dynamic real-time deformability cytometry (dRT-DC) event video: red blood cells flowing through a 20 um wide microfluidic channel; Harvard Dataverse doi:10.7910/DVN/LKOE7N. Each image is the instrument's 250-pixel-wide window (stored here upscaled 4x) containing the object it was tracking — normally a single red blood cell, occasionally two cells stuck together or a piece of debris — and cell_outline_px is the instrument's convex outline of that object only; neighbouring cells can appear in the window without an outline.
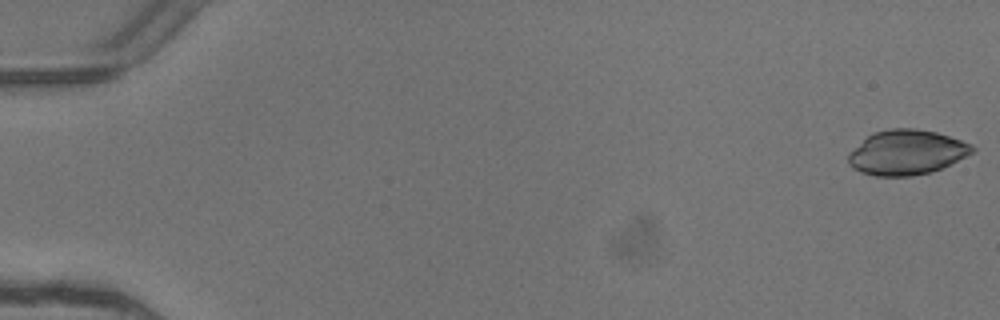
{"species": "common noctule bat (a hibernating species)", "species_latin": "Nyctalus noctula", "temperature_condition": "warm", "stored_images_in_passage": 5, "camera_frame_rate_fps": 3000, "um_per_image_px": 0.085, "animal": {"sex": "female"}, "frame": {"image": 1, "passage_image": 1, "time_ms": 0.0, "image_size_px": [1000, 320], "cell_outline_px": [[976, 152], [932, 172], [912, 176], [876, 176], [860, 172], [852, 168], [848, 164], [848, 152], [872, 132], [892, 128], [912, 128], [936, 132], [972, 144], [976, 148]], "centroid_in_image_um": [77.05, 12.96], "position_along_channel_um": 7.9, "area_um2": 32.6}}
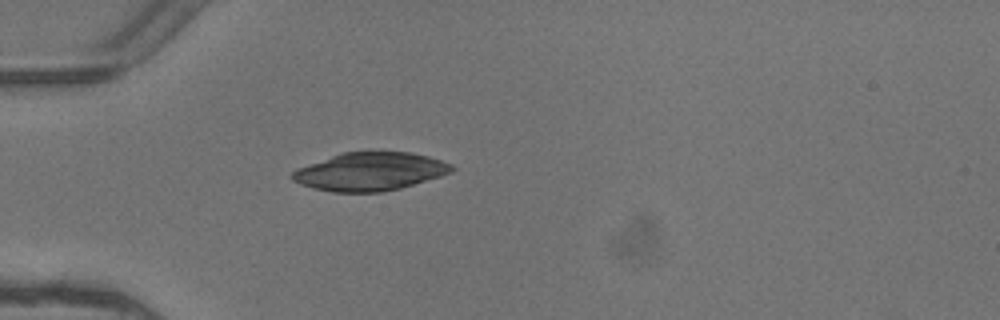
{"frame": {"image": 2, "passage_image": 5, "time_ms": 1.333, "image_size_px": [1000, 320], "cell_outline_px": [[456, 168], [452, 172], [440, 176], [400, 188], [380, 192], [332, 192], [312, 188], [300, 184], [292, 180], [288, 176], [296, 168], [340, 152], [408, 152], [428, 156], [452, 164]], "centroid_in_image_um": [31.4, 14.58], "position_along_channel_um": 53.6, "area_um2": 35.6}}